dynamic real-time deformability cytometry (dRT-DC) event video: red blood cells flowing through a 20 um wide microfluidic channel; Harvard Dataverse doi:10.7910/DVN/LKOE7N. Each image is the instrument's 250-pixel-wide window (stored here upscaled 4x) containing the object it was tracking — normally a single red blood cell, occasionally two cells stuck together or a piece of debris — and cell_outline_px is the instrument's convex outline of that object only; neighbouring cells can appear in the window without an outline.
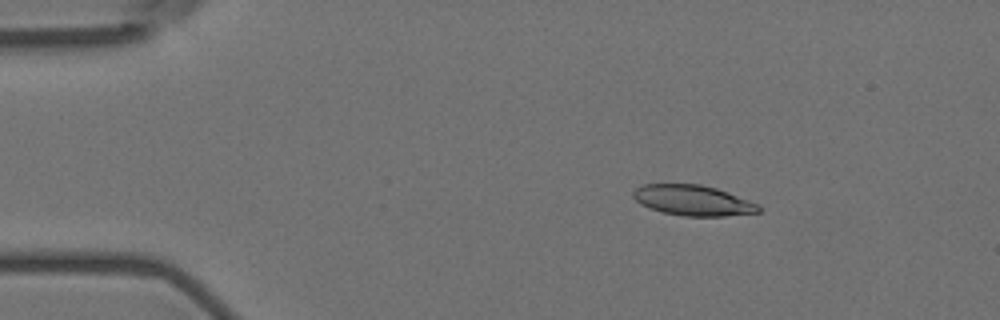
{"species": "Egyptian fruit bat (a non-hibernating species)", "species_latin": "Rousettus aegyptiacus", "temperature_condition": "room temperature", "stored_images_in_passage": 55, "camera_frame_rate_fps": 3000, "um_per_image_px": 0.085, "animal": {"sex": "female"}, "frame": {"image": 1, "passage_image": 8, "time_ms": 2.333, "image_size_px": [1000, 320], "cell_outline_px": [[760, 212], [724, 216], [684, 216], [664, 212], [640, 204], [632, 196], [632, 192], [636, 188], [644, 184], [700, 184], [716, 188], [728, 192], [760, 204]], "centroid_in_image_um": [58.92, 17.02], "position_along_channel_um": 26.1, "area_um2": 22.2}}
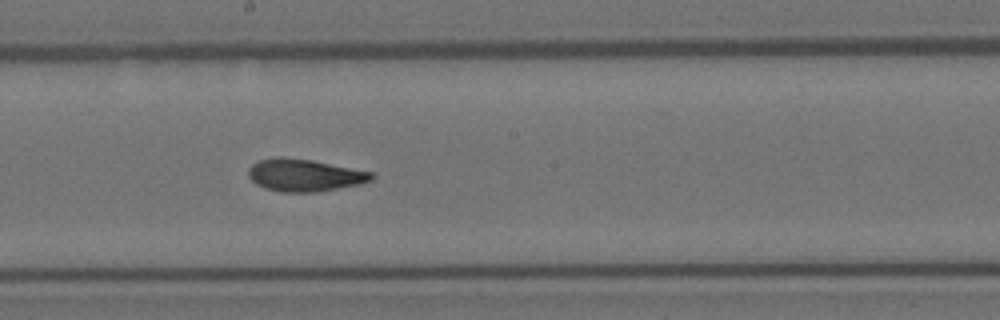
{"frame": {"image": 2, "passage_image": 30, "time_ms": 9.667, "image_size_px": [1000, 320], "cell_outline_px": [[376, 176], [372, 180], [360, 184], [316, 192], [280, 192], [264, 188], [256, 184], [248, 176], [248, 168], [252, 164], [260, 160], [276, 156], [280, 156], [312, 160], [376, 172]], "centroid_in_image_um": [25.91, 14.88], "position_along_channel_um": 222.3, "area_um2": 23.52}}
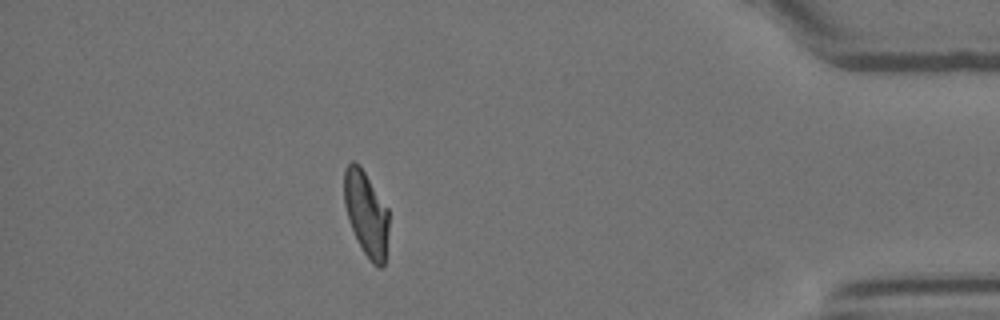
{"frame": {"image": 3, "passage_image": 49, "time_ms": 16.0, "image_size_px": [1000, 320], "cell_outline_px": [[388, 232], [384, 264], [380, 268], [372, 264], [364, 252], [348, 220], [344, 204], [344, 168], [352, 160], [364, 172], [388, 208]], "centroid_in_image_um": [31.12, 18.16], "position_along_channel_um": 404.1, "area_um2": 21.73}, "authors_computed_cell_mechanics": {"area_um2": 22.9466, "velocity_mm_per_s": 3.5845, "shape_relaxation_time_tau1_ms": 7.7421, "shape_relaxation_time_tau2_ms": 2.4464, "deformation_change_tau1": 0.2277, "deformation_change_tau2": 0.0934}}